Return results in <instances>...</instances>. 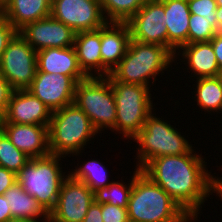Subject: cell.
<instances>
[{
    "mask_svg": "<svg viewBox=\"0 0 222 222\" xmlns=\"http://www.w3.org/2000/svg\"><path fill=\"white\" fill-rule=\"evenodd\" d=\"M193 149L186 154L156 157L141 171L197 220L205 200L213 193L219 195V177L211 174L205 158Z\"/></svg>",
    "mask_w": 222,
    "mask_h": 222,
    "instance_id": "6da1fadb",
    "label": "cell"
},
{
    "mask_svg": "<svg viewBox=\"0 0 222 222\" xmlns=\"http://www.w3.org/2000/svg\"><path fill=\"white\" fill-rule=\"evenodd\" d=\"M133 172L128 202L130 222H195L164 189L140 169Z\"/></svg>",
    "mask_w": 222,
    "mask_h": 222,
    "instance_id": "7a4b0ae2",
    "label": "cell"
},
{
    "mask_svg": "<svg viewBox=\"0 0 222 222\" xmlns=\"http://www.w3.org/2000/svg\"><path fill=\"white\" fill-rule=\"evenodd\" d=\"M173 62L175 56L166 47L131 39L125 56L110 75L119 82L151 87V83L156 85L157 75L162 77L164 70H172Z\"/></svg>",
    "mask_w": 222,
    "mask_h": 222,
    "instance_id": "3957f363",
    "label": "cell"
},
{
    "mask_svg": "<svg viewBox=\"0 0 222 222\" xmlns=\"http://www.w3.org/2000/svg\"><path fill=\"white\" fill-rule=\"evenodd\" d=\"M97 133L89 117L75 103L55 110L48 126L50 154L79 157Z\"/></svg>",
    "mask_w": 222,
    "mask_h": 222,
    "instance_id": "277c9868",
    "label": "cell"
},
{
    "mask_svg": "<svg viewBox=\"0 0 222 222\" xmlns=\"http://www.w3.org/2000/svg\"><path fill=\"white\" fill-rule=\"evenodd\" d=\"M107 78L116 103V122L111 131L132 140L143 128L147 117L156 110L152 91L150 87L116 81L111 75Z\"/></svg>",
    "mask_w": 222,
    "mask_h": 222,
    "instance_id": "5b68a950",
    "label": "cell"
},
{
    "mask_svg": "<svg viewBox=\"0 0 222 222\" xmlns=\"http://www.w3.org/2000/svg\"><path fill=\"white\" fill-rule=\"evenodd\" d=\"M154 111L147 117L143 128L132 139L139 147L135 156L136 168L142 170L152 159L167 155L188 153L192 144L165 118L156 117ZM167 121V122H166Z\"/></svg>",
    "mask_w": 222,
    "mask_h": 222,
    "instance_id": "8992f818",
    "label": "cell"
},
{
    "mask_svg": "<svg viewBox=\"0 0 222 222\" xmlns=\"http://www.w3.org/2000/svg\"><path fill=\"white\" fill-rule=\"evenodd\" d=\"M63 158L53 154L31 158L17 173L20 186L37 199L48 213L55 207L60 187L68 176V172H63L61 167Z\"/></svg>",
    "mask_w": 222,
    "mask_h": 222,
    "instance_id": "52a82bcc",
    "label": "cell"
},
{
    "mask_svg": "<svg viewBox=\"0 0 222 222\" xmlns=\"http://www.w3.org/2000/svg\"><path fill=\"white\" fill-rule=\"evenodd\" d=\"M74 103L86 113L98 132L112 130L116 122V103L107 77H88L76 85Z\"/></svg>",
    "mask_w": 222,
    "mask_h": 222,
    "instance_id": "ba28073f",
    "label": "cell"
},
{
    "mask_svg": "<svg viewBox=\"0 0 222 222\" xmlns=\"http://www.w3.org/2000/svg\"><path fill=\"white\" fill-rule=\"evenodd\" d=\"M37 71V52L17 33L0 58V73L12 90H27Z\"/></svg>",
    "mask_w": 222,
    "mask_h": 222,
    "instance_id": "9c48e42d",
    "label": "cell"
},
{
    "mask_svg": "<svg viewBox=\"0 0 222 222\" xmlns=\"http://www.w3.org/2000/svg\"><path fill=\"white\" fill-rule=\"evenodd\" d=\"M93 202L91 188L68 174L60 187L56 205L49 212V222H83Z\"/></svg>",
    "mask_w": 222,
    "mask_h": 222,
    "instance_id": "30bf717a",
    "label": "cell"
},
{
    "mask_svg": "<svg viewBox=\"0 0 222 222\" xmlns=\"http://www.w3.org/2000/svg\"><path fill=\"white\" fill-rule=\"evenodd\" d=\"M50 15L76 33L95 31L107 22L100 0H52Z\"/></svg>",
    "mask_w": 222,
    "mask_h": 222,
    "instance_id": "8fae6325",
    "label": "cell"
},
{
    "mask_svg": "<svg viewBox=\"0 0 222 222\" xmlns=\"http://www.w3.org/2000/svg\"><path fill=\"white\" fill-rule=\"evenodd\" d=\"M164 21V3L161 0L146 1L127 21L131 39L141 43L158 44L168 49V32Z\"/></svg>",
    "mask_w": 222,
    "mask_h": 222,
    "instance_id": "7c38bea8",
    "label": "cell"
},
{
    "mask_svg": "<svg viewBox=\"0 0 222 222\" xmlns=\"http://www.w3.org/2000/svg\"><path fill=\"white\" fill-rule=\"evenodd\" d=\"M18 33L36 51L45 48H67L74 46L76 32L51 15L27 23Z\"/></svg>",
    "mask_w": 222,
    "mask_h": 222,
    "instance_id": "4fadbf2b",
    "label": "cell"
},
{
    "mask_svg": "<svg viewBox=\"0 0 222 222\" xmlns=\"http://www.w3.org/2000/svg\"><path fill=\"white\" fill-rule=\"evenodd\" d=\"M76 85L71 76L36 72L27 90L53 112L74 103Z\"/></svg>",
    "mask_w": 222,
    "mask_h": 222,
    "instance_id": "5bb4252c",
    "label": "cell"
},
{
    "mask_svg": "<svg viewBox=\"0 0 222 222\" xmlns=\"http://www.w3.org/2000/svg\"><path fill=\"white\" fill-rule=\"evenodd\" d=\"M52 111L28 90L12 91L1 123L49 126Z\"/></svg>",
    "mask_w": 222,
    "mask_h": 222,
    "instance_id": "9a60e30c",
    "label": "cell"
},
{
    "mask_svg": "<svg viewBox=\"0 0 222 222\" xmlns=\"http://www.w3.org/2000/svg\"><path fill=\"white\" fill-rule=\"evenodd\" d=\"M12 144L30 158L50 154L48 127L35 124L1 123Z\"/></svg>",
    "mask_w": 222,
    "mask_h": 222,
    "instance_id": "2e32d148",
    "label": "cell"
},
{
    "mask_svg": "<svg viewBox=\"0 0 222 222\" xmlns=\"http://www.w3.org/2000/svg\"><path fill=\"white\" fill-rule=\"evenodd\" d=\"M130 40L127 22H106L101 27L102 77L110 75L119 64L127 52Z\"/></svg>",
    "mask_w": 222,
    "mask_h": 222,
    "instance_id": "e0dca14e",
    "label": "cell"
},
{
    "mask_svg": "<svg viewBox=\"0 0 222 222\" xmlns=\"http://www.w3.org/2000/svg\"><path fill=\"white\" fill-rule=\"evenodd\" d=\"M36 72L71 76L77 83L88 78L79 66L74 46L38 51Z\"/></svg>",
    "mask_w": 222,
    "mask_h": 222,
    "instance_id": "ac0fdd59",
    "label": "cell"
},
{
    "mask_svg": "<svg viewBox=\"0 0 222 222\" xmlns=\"http://www.w3.org/2000/svg\"><path fill=\"white\" fill-rule=\"evenodd\" d=\"M180 56L183 59L181 62H185V67H188L187 71L190 69L191 77L198 79L219 76L220 69L210 42H195L182 46L175 53L174 63Z\"/></svg>",
    "mask_w": 222,
    "mask_h": 222,
    "instance_id": "d6986e66",
    "label": "cell"
},
{
    "mask_svg": "<svg viewBox=\"0 0 222 222\" xmlns=\"http://www.w3.org/2000/svg\"><path fill=\"white\" fill-rule=\"evenodd\" d=\"M165 8V21L168 32V50L175 53L188 44L190 10L187 0H161Z\"/></svg>",
    "mask_w": 222,
    "mask_h": 222,
    "instance_id": "ffe728a7",
    "label": "cell"
},
{
    "mask_svg": "<svg viewBox=\"0 0 222 222\" xmlns=\"http://www.w3.org/2000/svg\"><path fill=\"white\" fill-rule=\"evenodd\" d=\"M74 48L82 71L88 77H102L101 27L76 33Z\"/></svg>",
    "mask_w": 222,
    "mask_h": 222,
    "instance_id": "44dd1931",
    "label": "cell"
},
{
    "mask_svg": "<svg viewBox=\"0 0 222 222\" xmlns=\"http://www.w3.org/2000/svg\"><path fill=\"white\" fill-rule=\"evenodd\" d=\"M1 14L19 31L27 23L51 14V0H9Z\"/></svg>",
    "mask_w": 222,
    "mask_h": 222,
    "instance_id": "7402d4cb",
    "label": "cell"
},
{
    "mask_svg": "<svg viewBox=\"0 0 222 222\" xmlns=\"http://www.w3.org/2000/svg\"><path fill=\"white\" fill-rule=\"evenodd\" d=\"M3 195L8 200L13 218L49 222V213L18 182L11 186Z\"/></svg>",
    "mask_w": 222,
    "mask_h": 222,
    "instance_id": "603a6c76",
    "label": "cell"
},
{
    "mask_svg": "<svg viewBox=\"0 0 222 222\" xmlns=\"http://www.w3.org/2000/svg\"><path fill=\"white\" fill-rule=\"evenodd\" d=\"M196 84V85H195ZM193 84L194 100L204 112L222 113V82L219 76L198 78ZM196 98V99H195Z\"/></svg>",
    "mask_w": 222,
    "mask_h": 222,
    "instance_id": "cb8c5ba5",
    "label": "cell"
},
{
    "mask_svg": "<svg viewBox=\"0 0 222 222\" xmlns=\"http://www.w3.org/2000/svg\"><path fill=\"white\" fill-rule=\"evenodd\" d=\"M78 166L79 164L77 163V167L75 166L74 170L68 171L69 175L73 179L84 182L93 192L99 188L107 187L112 183L111 181L108 182L109 174L107 167L100 160L90 159V161Z\"/></svg>",
    "mask_w": 222,
    "mask_h": 222,
    "instance_id": "d4e9b609",
    "label": "cell"
},
{
    "mask_svg": "<svg viewBox=\"0 0 222 222\" xmlns=\"http://www.w3.org/2000/svg\"><path fill=\"white\" fill-rule=\"evenodd\" d=\"M107 187L99 188L94 191V201L99 204H111L122 208L128 207L130 193L133 187V175L131 180L125 183L121 181H113Z\"/></svg>",
    "mask_w": 222,
    "mask_h": 222,
    "instance_id": "484cf974",
    "label": "cell"
},
{
    "mask_svg": "<svg viewBox=\"0 0 222 222\" xmlns=\"http://www.w3.org/2000/svg\"><path fill=\"white\" fill-rule=\"evenodd\" d=\"M145 3L144 0H100L107 22H127Z\"/></svg>",
    "mask_w": 222,
    "mask_h": 222,
    "instance_id": "4316f807",
    "label": "cell"
},
{
    "mask_svg": "<svg viewBox=\"0 0 222 222\" xmlns=\"http://www.w3.org/2000/svg\"><path fill=\"white\" fill-rule=\"evenodd\" d=\"M30 157L16 148L8 136L0 130V166L18 173L29 161Z\"/></svg>",
    "mask_w": 222,
    "mask_h": 222,
    "instance_id": "83f0119b",
    "label": "cell"
},
{
    "mask_svg": "<svg viewBox=\"0 0 222 222\" xmlns=\"http://www.w3.org/2000/svg\"><path fill=\"white\" fill-rule=\"evenodd\" d=\"M218 32L216 18H205L190 14L188 44L195 42H209Z\"/></svg>",
    "mask_w": 222,
    "mask_h": 222,
    "instance_id": "f1b7e54d",
    "label": "cell"
},
{
    "mask_svg": "<svg viewBox=\"0 0 222 222\" xmlns=\"http://www.w3.org/2000/svg\"><path fill=\"white\" fill-rule=\"evenodd\" d=\"M191 14L205 18H216L217 4L215 0H187Z\"/></svg>",
    "mask_w": 222,
    "mask_h": 222,
    "instance_id": "f546056e",
    "label": "cell"
},
{
    "mask_svg": "<svg viewBox=\"0 0 222 222\" xmlns=\"http://www.w3.org/2000/svg\"><path fill=\"white\" fill-rule=\"evenodd\" d=\"M102 220L103 222H130L127 208L102 204Z\"/></svg>",
    "mask_w": 222,
    "mask_h": 222,
    "instance_id": "4dcf8cb0",
    "label": "cell"
},
{
    "mask_svg": "<svg viewBox=\"0 0 222 222\" xmlns=\"http://www.w3.org/2000/svg\"><path fill=\"white\" fill-rule=\"evenodd\" d=\"M18 33L12 24L0 14V58L9 42Z\"/></svg>",
    "mask_w": 222,
    "mask_h": 222,
    "instance_id": "1f68e13d",
    "label": "cell"
},
{
    "mask_svg": "<svg viewBox=\"0 0 222 222\" xmlns=\"http://www.w3.org/2000/svg\"><path fill=\"white\" fill-rule=\"evenodd\" d=\"M12 88L8 81L0 73V116L3 117L9 102Z\"/></svg>",
    "mask_w": 222,
    "mask_h": 222,
    "instance_id": "d6a6232c",
    "label": "cell"
},
{
    "mask_svg": "<svg viewBox=\"0 0 222 222\" xmlns=\"http://www.w3.org/2000/svg\"><path fill=\"white\" fill-rule=\"evenodd\" d=\"M17 183V174L0 166V195Z\"/></svg>",
    "mask_w": 222,
    "mask_h": 222,
    "instance_id": "836d02e7",
    "label": "cell"
},
{
    "mask_svg": "<svg viewBox=\"0 0 222 222\" xmlns=\"http://www.w3.org/2000/svg\"><path fill=\"white\" fill-rule=\"evenodd\" d=\"M83 222H103L102 220V204L93 202L83 219Z\"/></svg>",
    "mask_w": 222,
    "mask_h": 222,
    "instance_id": "e575fe53",
    "label": "cell"
},
{
    "mask_svg": "<svg viewBox=\"0 0 222 222\" xmlns=\"http://www.w3.org/2000/svg\"><path fill=\"white\" fill-rule=\"evenodd\" d=\"M209 42L212 44L219 69L222 70V32H217Z\"/></svg>",
    "mask_w": 222,
    "mask_h": 222,
    "instance_id": "d590c367",
    "label": "cell"
},
{
    "mask_svg": "<svg viewBox=\"0 0 222 222\" xmlns=\"http://www.w3.org/2000/svg\"><path fill=\"white\" fill-rule=\"evenodd\" d=\"M12 218L8 200H6L4 195H0V222H6L8 219Z\"/></svg>",
    "mask_w": 222,
    "mask_h": 222,
    "instance_id": "8d00e7d4",
    "label": "cell"
},
{
    "mask_svg": "<svg viewBox=\"0 0 222 222\" xmlns=\"http://www.w3.org/2000/svg\"><path fill=\"white\" fill-rule=\"evenodd\" d=\"M216 19L218 23V32H222V6H217Z\"/></svg>",
    "mask_w": 222,
    "mask_h": 222,
    "instance_id": "74e56055",
    "label": "cell"
},
{
    "mask_svg": "<svg viewBox=\"0 0 222 222\" xmlns=\"http://www.w3.org/2000/svg\"><path fill=\"white\" fill-rule=\"evenodd\" d=\"M6 222H46V221L12 218L8 219Z\"/></svg>",
    "mask_w": 222,
    "mask_h": 222,
    "instance_id": "f35d334b",
    "label": "cell"
},
{
    "mask_svg": "<svg viewBox=\"0 0 222 222\" xmlns=\"http://www.w3.org/2000/svg\"><path fill=\"white\" fill-rule=\"evenodd\" d=\"M222 167V165H221ZM222 199V177H219V195L217 196Z\"/></svg>",
    "mask_w": 222,
    "mask_h": 222,
    "instance_id": "ab89813d",
    "label": "cell"
},
{
    "mask_svg": "<svg viewBox=\"0 0 222 222\" xmlns=\"http://www.w3.org/2000/svg\"><path fill=\"white\" fill-rule=\"evenodd\" d=\"M9 0H0V9H2Z\"/></svg>",
    "mask_w": 222,
    "mask_h": 222,
    "instance_id": "60d3db41",
    "label": "cell"
},
{
    "mask_svg": "<svg viewBox=\"0 0 222 222\" xmlns=\"http://www.w3.org/2000/svg\"><path fill=\"white\" fill-rule=\"evenodd\" d=\"M215 1H216L217 6H222V0H215Z\"/></svg>",
    "mask_w": 222,
    "mask_h": 222,
    "instance_id": "b9f144b4",
    "label": "cell"
},
{
    "mask_svg": "<svg viewBox=\"0 0 222 222\" xmlns=\"http://www.w3.org/2000/svg\"><path fill=\"white\" fill-rule=\"evenodd\" d=\"M219 78L221 79V82H222V70H220Z\"/></svg>",
    "mask_w": 222,
    "mask_h": 222,
    "instance_id": "7bdbcfd3",
    "label": "cell"
},
{
    "mask_svg": "<svg viewBox=\"0 0 222 222\" xmlns=\"http://www.w3.org/2000/svg\"><path fill=\"white\" fill-rule=\"evenodd\" d=\"M1 120H2V117L0 116V130H1Z\"/></svg>",
    "mask_w": 222,
    "mask_h": 222,
    "instance_id": "ee69618b",
    "label": "cell"
}]
</instances>
